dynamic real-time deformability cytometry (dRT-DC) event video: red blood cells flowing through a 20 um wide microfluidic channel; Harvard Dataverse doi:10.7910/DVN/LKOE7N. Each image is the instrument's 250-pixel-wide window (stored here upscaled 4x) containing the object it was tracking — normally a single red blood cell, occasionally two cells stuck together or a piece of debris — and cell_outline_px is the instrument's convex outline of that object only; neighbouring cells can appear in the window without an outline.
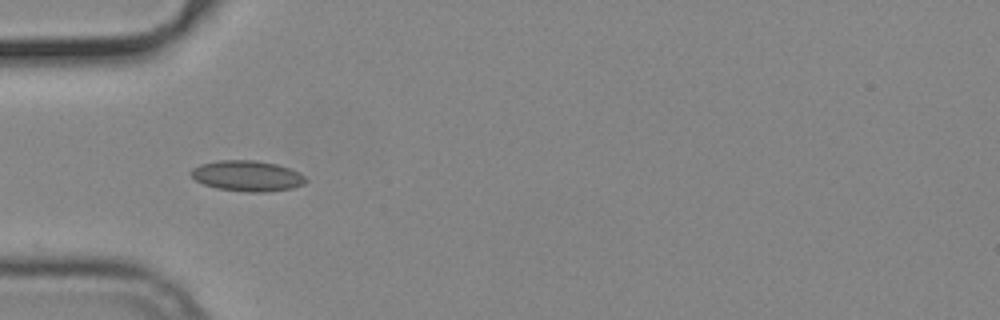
{"species": "common noctule bat (a hibernating species)", "species_latin": "Nyctalus noctula", "temperature_condition": "cold", "stored_images_in_passage": 40, "camera_frame_rate_fps": 3000, "um_per_image_px": 0.085, "animal": {"sex": "male", "body_mass_g": 19.2, "forearm_length_mm": 51.8}, "frame": {"image": 1, "passage_image": 3, "time_ms": 0.667, "image_size_px": [1000, 320], "cell_outline_px": [[308, 180], [304, 184], [292, 188], [264, 192], [248, 192], [216, 188], [204, 184], [196, 180], [188, 172], [192, 168], [200, 164], [220, 160], [256, 160], [276, 164], [288, 168], [304, 176]], "centroid_in_image_um": [20.99, 14.95], "position_along_channel_um": 64.0, "area_um2": 20.4}}
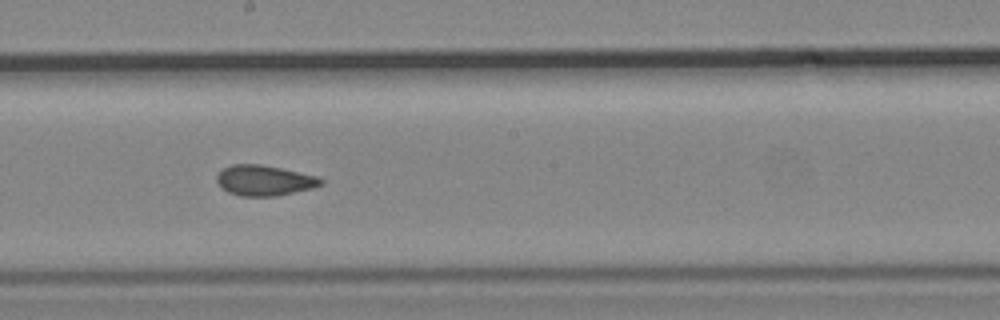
{"frame": {"image": 2, "passage_image": 16, "time_ms": 5.0, "image_size_px": [1000, 320], "cell_outline_px": [[324, 184], [312, 188], [276, 196], [240, 196], [228, 192], [216, 180], [216, 176], [224, 168], [232, 164], [260, 164], [280, 168], [316, 176], [324, 180]], "centroid_in_image_um": [22.48, 15.34], "position_along_channel_um": 225.7, "area_um2": 18.26}}
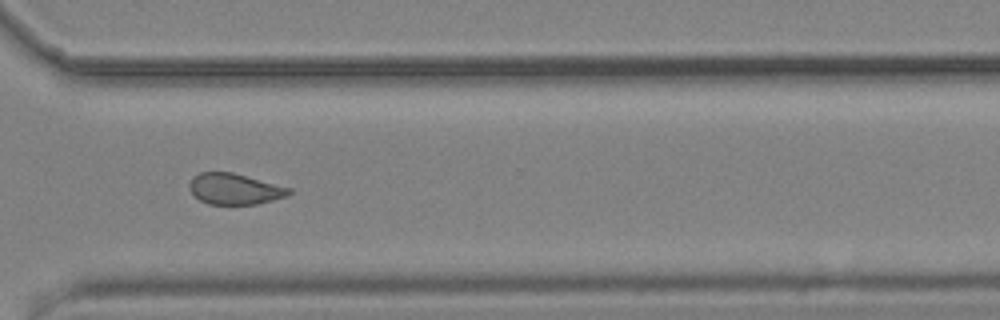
{"frame": {"image": 3, "passage_image": 26, "time_ms": 8.333, "image_size_px": [1000, 320], "cell_outline_px": [[292, 192], [288, 196], [256, 204], [208, 204], [200, 200], [188, 188], [188, 184], [192, 176], [200, 172], [232, 172], [292, 188]], "centroid_in_image_um": [19.94, 16.05], "position_along_channel_um": 350.7, "area_um2": 18.03}, "authors_computed_cell_mechanics": {"area_um2": 18.8139, "velocity_mm_per_s": 3.7598, "shape_relaxation_time_tau1_ms": null, "shape_relaxation_time_tau2_ms": 2.1767, "deformation_change_tau1": null, "deformation_change_tau2": 0.0781}}